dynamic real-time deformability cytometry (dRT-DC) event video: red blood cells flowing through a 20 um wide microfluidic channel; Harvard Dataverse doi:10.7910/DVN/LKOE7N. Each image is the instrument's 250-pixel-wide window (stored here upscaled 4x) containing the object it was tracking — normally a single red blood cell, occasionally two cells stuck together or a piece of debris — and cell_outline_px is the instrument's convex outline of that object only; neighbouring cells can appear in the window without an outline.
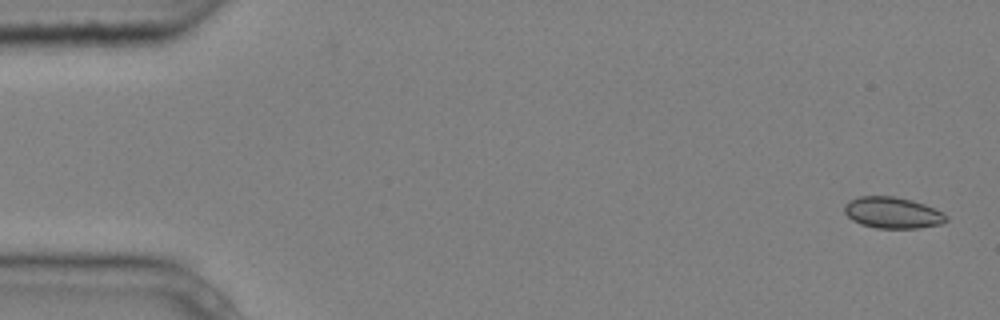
{"species": "common noctule bat (a hibernating species)", "species_latin": "Nyctalus noctula", "temperature_condition": "cold", "stored_images_in_passage": 8, "camera_frame_rate_fps": 3000, "um_per_image_px": 0.085, "animal": {"sex": "male", "body_mass_g": 20.4}, "frame": {"image": 1, "passage_image": 1, "time_ms": 0.0, "image_size_px": [1000, 320], "cell_outline_px": [[948, 220], [940, 224], [916, 228], [876, 228], [860, 224], [852, 220], [844, 212], [844, 204], [848, 200], [860, 196], [892, 196], [912, 200], [924, 204], [948, 216]], "centroid_in_image_um": [75.82, 18.08], "position_along_channel_um": 9.2, "area_um2": 18.5}}
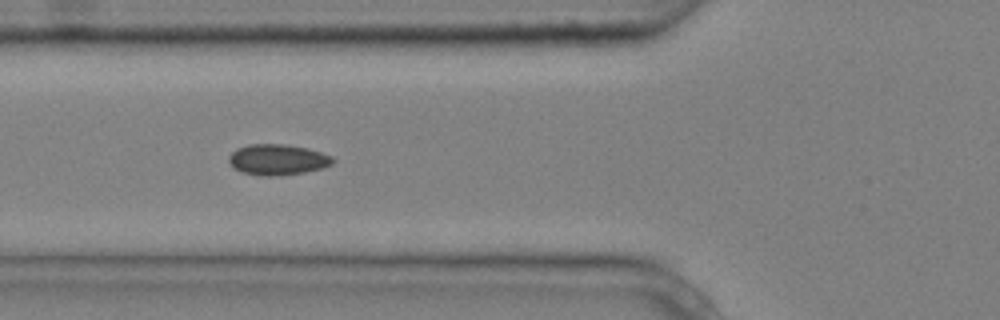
{"frame": {"image": 2, "passage_image": 5, "time_ms": 1.333, "image_size_px": [1000, 320], "cell_outline_px": [[336, 160], [332, 164], [324, 168], [304, 172], [272, 176], [260, 176], [244, 172], [236, 168], [228, 160], [228, 156], [236, 148], [248, 144], [284, 144], [308, 148], [332, 156]], "centroid_in_image_um": [23.62, 13.56], "position_along_channel_um": 102.2, "area_um2": 18.61}}